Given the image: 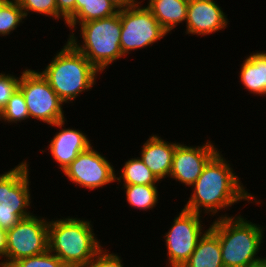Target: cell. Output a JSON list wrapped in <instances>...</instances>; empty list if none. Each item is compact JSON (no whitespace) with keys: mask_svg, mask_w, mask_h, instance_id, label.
<instances>
[{"mask_svg":"<svg viewBox=\"0 0 266 267\" xmlns=\"http://www.w3.org/2000/svg\"><path fill=\"white\" fill-rule=\"evenodd\" d=\"M223 155L225 156L219 150L207 162L197 181L190 187L192 193L187 198L188 200H184L186 201L183 206L184 210L220 219L234 216L226 211L241 201H246L245 205L252 203L256 206L259 204L263 206L261 204L263 199H258L256 194L247 189L240 180V176L234 171L232 162L230 163V160Z\"/></svg>","mask_w":266,"mask_h":267,"instance_id":"obj_1","label":"cell"},{"mask_svg":"<svg viewBox=\"0 0 266 267\" xmlns=\"http://www.w3.org/2000/svg\"><path fill=\"white\" fill-rule=\"evenodd\" d=\"M77 216L49 219L48 249L68 267H88L105 244L94 232V222Z\"/></svg>","mask_w":266,"mask_h":267,"instance_id":"obj_2","label":"cell"},{"mask_svg":"<svg viewBox=\"0 0 266 267\" xmlns=\"http://www.w3.org/2000/svg\"><path fill=\"white\" fill-rule=\"evenodd\" d=\"M42 70V71H41ZM51 88L65 104L91 91L97 83L100 72L69 41L52 57V60L41 69Z\"/></svg>","mask_w":266,"mask_h":267,"instance_id":"obj_3","label":"cell"},{"mask_svg":"<svg viewBox=\"0 0 266 267\" xmlns=\"http://www.w3.org/2000/svg\"><path fill=\"white\" fill-rule=\"evenodd\" d=\"M238 213L214 218L211 224H207L219 237L224 267H247L263 257L259 252L265 241L266 226L248 220L240 214L242 212Z\"/></svg>","mask_w":266,"mask_h":267,"instance_id":"obj_4","label":"cell"},{"mask_svg":"<svg viewBox=\"0 0 266 267\" xmlns=\"http://www.w3.org/2000/svg\"><path fill=\"white\" fill-rule=\"evenodd\" d=\"M120 38L119 10L113 16L78 24L75 30L69 32L67 41L102 74L114 62L124 59L125 56L120 48Z\"/></svg>","mask_w":266,"mask_h":267,"instance_id":"obj_5","label":"cell"},{"mask_svg":"<svg viewBox=\"0 0 266 267\" xmlns=\"http://www.w3.org/2000/svg\"><path fill=\"white\" fill-rule=\"evenodd\" d=\"M28 161L23 159L14 168L0 174V228L4 231L34 213L30 210L34 198L30 191L31 167Z\"/></svg>","mask_w":266,"mask_h":267,"instance_id":"obj_6","label":"cell"},{"mask_svg":"<svg viewBox=\"0 0 266 267\" xmlns=\"http://www.w3.org/2000/svg\"><path fill=\"white\" fill-rule=\"evenodd\" d=\"M19 89L24 95L29 118L34 122L38 120L50 127V125L67 119L63 110L65 103L51 88L39 69L33 70L25 67L22 70Z\"/></svg>","mask_w":266,"mask_h":267,"instance_id":"obj_7","label":"cell"},{"mask_svg":"<svg viewBox=\"0 0 266 267\" xmlns=\"http://www.w3.org/2000/svg\"><path fill=\"white\" fill-rule=\"evenodd\" d=\"M206 216L181 211L172 219L170 228L163 234L165 240L166 267H182L195 250L199 239L209 229L203 221ZM203 219V220H202ZM208 228H207V227Z\"/></svg>","mask_w":266,"mask_h":267,"instance_id":"obj_8","label":"cell"},{"mask_svg":"<svg viewBox=\"0 0 266 267\" xmlns=\"http://www.w3.org/2000/svg\"><path fill=\"white\" fill-rule=\"evenodd\" d=\"M142 3L120 10V48L125 57L133 51L150 48L168 36L152 12Z\"/></svg>","mask_w":266,"mask_h":267,"instance_id":"obj_9","label":"cell"},{"mask_svg":"<svg viewBox=\"0 0 266 267\" xmlns=\"http://www.w3.org/2000/svg\"><path fill=\"white\" fill-rule=\"evenodd\" d=\"M49 218L32 214L22 218L13 228L6 231V256L1 267H9L13 262L48 250Z\"/></svg>","mask_w":266,"mask_h":267,"instance_id":"obj_10","label":"cell"},{"mask_svg":"<svg viewBox=\"0 0 266 267\" xmlns=\"http://www.w3.org/2000/svg\"><path fill=\"white\" fill-rule=\"evenodd\" d=\"M95 148L92 144L82 151L62 172L68 181L87 191L98 190L116 182L114 164Z\"/></svg>","mask_w":266,"mask_h":267,"instance_id":"obj_11","label":"cell"},{"mask_svg":"<svg viewBox=\"0 0 266 267\" xmlns=\"http://www.w3.org/2000/svg\"><path fill=\"white\" fill-rule=\"evenodd\" d=\"M212 139L196 146L179 142L175 148L169 180L190 188L203 172L207 162L221 149ZM217 146V147H216Z\"/></svg>","mask_w":266,"mask_h":267,"instance_id":"obj_12","label":"cell"},{"mask_svg":"<svg viewBox=\"0 0 266 267\" xmlns=\"http://www.w3.org/2000/svg\"><path fill=\"white\" fill-rule=\"evenodd\" d=\"M67 119L59 121L51 127L58 128L57 132L54 134L53 138L48 141L49 144L46 149L39 150L40 153L49 152L51 155V160L56 162L57 168L60 171H64L71 162L82 152L90 147L93 140L89 139V136L84 133L81 129H76L75 127H67Z\"/></svg>","mask_w":266,"mask_h":267,"instance_id":"obj_13","label":"cell"},{"mask_svg":"<svg viewBox=\"0 0 266 267\" xmlns=\"http://www.w3.org/2000/svg\"><path fill=\"white\" fill-rule=\"evenodd\" d=\"M227 15L215 0H188L185 35L205 37L224 31L230 25Z\"/></svg>","mask_w":266,"mask_h":267,"instance_id":"obj_14","label":"cell"},{"mask_svg":"<svg viewBox=\"0 0 266 267\" xmlns=\"http://www.w3.org/2000/svg\"><path fill=\"white\" fill-rule=\"evenodd\" d=\"M151 136L142 144L139 152L144 164L152 171L157 179L162 182L169 178L175 148L179 142L167 141L161 134H150Z\"/></svg>","mask_w":266,"mask_h":267,"instance_id":"obj_15","label":"cell"},{"mask_svg":"<svg viewBox=\"0 0 266 267\" xmlns=\"http://www.w3.org/2000/svg\"><path fill=\"white\" fill-rule=\"evenodd\" d=\"M246 55L238 71V77L249 94L266 97V50H255Z\"/></svg>","mask_w":266,"mask_h":267,"instance_id":"obj_16","label":"cell"},{"mask_svg":"<svg viewBox=\"0 0 266 267\" xmlns=\"http://www.w3.org/2000/svg\"><path fill=\"white\" fill-rule=\"evenodd\" d=\"M145 6L170 35L180 24H186L188 0H147Z\"/></svg>","mask_w":266,"mask_h":267,"instance_id":"obj_17","label":"cell"},{"mask_svg":"<svg viewBox=\"0 0 266 267\" xmlns=\"http://www.w3.org/2000/svg\"><path fill=\"white\" fill-rule=\"evenodd\" d=\"M182 267H224L219 237L210 228Z\"/></svg>","mask_w":266,"mask_h":267,"instance_id":"obj_18","label":"cell"},{"mask_svg":"<svg viewBox=\"0 0 266 267\" xmlns=\"http://www.w3.org/2000/svg\"><path fill=\"white\" fill-rule=\"evenodd\" d=\"M118 12L119 10L109 0H76L75 15L65 27L71 32L80 23L107 18Z\"/></svg>","mask_w":266,"mask_h":267,"instance_id":"obj_19","label":"cell"},{"mask_svg":"<svg viewBox=\"0 0 266 267\" xmlns=\"http://www.w3.org/2000/svg\"><path fill=\"white\" fill-rule=\"evenodd\" d=\"M132 156L128 158L119 170H115L117 190L121 185H160V181L144 164L142 159Z\"/></svg>","mask_w":266,"mask_h":267,"instance_id":"obj_20","label":"cell"},{"mask_svg":"<svg viewBox=\"0 0 266 267\" xmlns=\"http://www.w3.org/2000/svg\"><path fill=\"white\" fill-rule=\"evenodd\" d=\"M159 185H122L121 190L125 191L123 195L129 207L139 209V211L153 210L160 202Z\"/></svg>","mask_w":266,"mask_h":267,"instance_id":"obj_21","label":"cell"},{"mask_svg":"<svg viewBox=\"0 0 266 267\" xmlns=\"http://www.w3.org/2000/svg\"><path fill=\"white\" fill-rule=\"evenodd\" d=\"M30 120L24 95L18 89L8 100L7 106L0 113V121L9 126ZM11 123V124H10Z\"/></svg>","mask_w":266,"mask_h":267,"instance_id":"obj_22","label":"cell"},{"mask_svg":"<svg viewBox=\"0 0 266 267\" xmlns=\"http://www.w3.org/2000/svg\"><path fill=\"white\" fill-rule=\"evenodd\" d=\"M25 20L18 1L9 0L0 10V37L10 36Z\"/></svg>","mask_w":266,"mask_h":267,"instance_id":"obj_23","label":"cell"},{"mask_svg":"<svg viewBox=\"0 0 266 267\" xmlns=\"http://www.w3.org/2000/svg\"><path fill=\"white\" fill-rule=\"evenodd\" d=\"M23 10L26 20L31 14L50 17L57 22V3L56 0H17ZM34 12V13H33ZM29 15V16H28Z\"/></svg>","mask_w":266,"mask_h":267,"instance_id":"obj_24","label":"cell"},{"mask_svg":"<svg viewBox=\"0 0 266 267\" xmlns=\"http://www.w3.org/2000/svg\"><path fill=\"white\" fill-rule=\"evenodd\" d=\"M9 267H68L59 257L49 249L40 255L21 258Z\"/></svg>","mask_w":266,"mask_h":267,"instance_id":"obj_25","label":"cell"},{"mask_svg":"<svg viewBox=\"0 0 266 267\" xmlns=\"http://www.w3.org/2000/svg\"><path fill=\"white\" fill-rule=\"evenodd\" d=\"M22 71L20 72L19 77L12 74L6 73L2 70L0 72V113L7 106L8 100L11 96L19 89V83L21 78Z\"/></svg>","mask_w":266,"mask_h":267,"instance_id":"obj_26","label":"cell"},{"mask_svg":"<svg viewBox=\"0 0 266 267\" xmlns=\"http://www.w3.org/2000/svg\"><path fill=\"white\" fill-rule=\"evenodd\" d=\"M112 252V253H111ZM123 258L118 253H114L103 247L90 261L88 267H126Z\"/></svg>","mask_w":266,"mask_h":267,"instance_id":"obj_27","label":"cell"},{"mask_svg":"<svg viewBox=\"0 0 266 267\" xmlns=\"http://www.w3.org/2000/svg\"><path fill=\"white\" fill-rule=\"evenodd\" d=\"M76 0H56L57 3V21L66 23L75 15Z\"/></svg>","mask_w":266,"mask_h":267,"instance_id":"obj_28","label":"cell"},{"mask_svg":"<svg viewBox=\"0 0 266 267\" xmlns=\"http://www.w3.org/2000/svg\"><path fill=\"white\" fill-rule=\"evenodd\" d=\"M109 1L113 3L118 10H122L134 7L140 4L141 2H145L146 0H109Z\"/></svg>","mask_w":266,"mask_h":267,"instance_id":"obj_29","label":"cell"},{"mask_svg":"<svg viewBox=\"0 0 266 267\" xmlns=\"http://www.w3.org/2000/svg\"><path fill=\"white\" fill-rule=\"evenodd\" d=\"M6 248H7L6 231L0 228V263L5 259Z\"/></svg>","mask_w":266,"mask_h":267,"instance_id":"obj_30","label":"cell"},{"mask_svg":"<svg viewBox=\"0 0 266 267\" xmlns=\"http://www.w3.org/2000/svg\"><path fill=\"white\" fill-rule=\"evenodd\" d=\"M247 267H266V257H262L261 259L252 262Z\"/></svg>","mask_w":266,"mask_h":267,"instance_id":"obj_31","label":"cell"},{"mask_svg":"<svg viewBox=\"0 0 266 267\" xmlns=\"http://www.w3.org/2000/svg\"><path fill=\"white\" fill-rule=\"evenodd\" d=\"M9 0H0V10Z\"/></svg>","mask_w":266,"mask_h":267,"instance_id":"obj_32","label":"cell"}]
</instances>
